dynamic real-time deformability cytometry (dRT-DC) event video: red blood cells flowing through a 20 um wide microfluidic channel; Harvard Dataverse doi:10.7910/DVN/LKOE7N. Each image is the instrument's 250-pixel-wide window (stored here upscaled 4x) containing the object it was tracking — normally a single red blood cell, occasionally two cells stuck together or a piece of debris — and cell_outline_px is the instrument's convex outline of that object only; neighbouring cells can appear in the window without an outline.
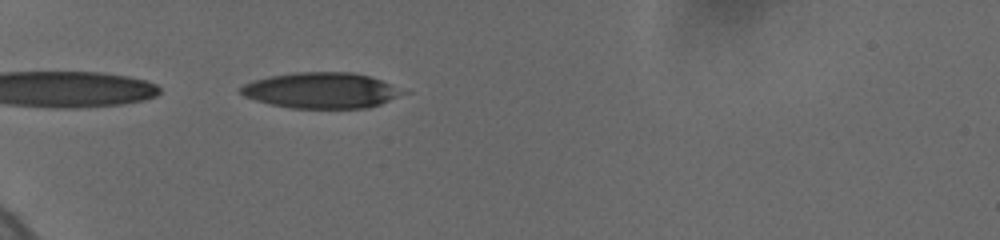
{"species": "human", "species_latin": "Homo sapiens", "temperature_condition": "cold", "stored_images_in_passage": 40, "camera_frame_rate_fps": 3000, "um_per_image_px": 0.085, "donor": {"sex": "female"}, "frame": {"image": 1, "passage_image": 1, "time_ms": 0.0, "image_size_px": [1000, 240], "cell_outline_px": [[412, 92], [380, 104], [368, 108], [292, 108], [272, 104], [256, 100], [244, 96], [240, 92], [240, 88], [244, 84], [268, 76], [296, 72], [352, 72], [368, 76], [380, 80]], "centroid_in_image_um": [27.37, 7.68], "position_along_channel_um": 57.6, "area_um2": 33.81}}
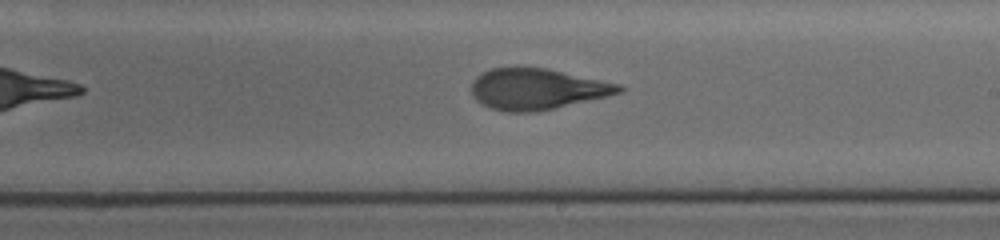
{"frame": {"image": 2, "passage_image": 21, "time_ms": 5.667, "image_size_px": [1000, 240], "cell_outline_px": [[624, 88], [620, 92], [604, 96], [536, 112], [508, 112], [492, 108], [476, 100], [472, 96], [472, 80], [476, 76], [492, 68], [516, 64], [548, 68], [620, 84]], "centroid_in_image_um": [45.58, 7.52], "position_along_channel_um": 243.4, "area_um2": 35.49}}
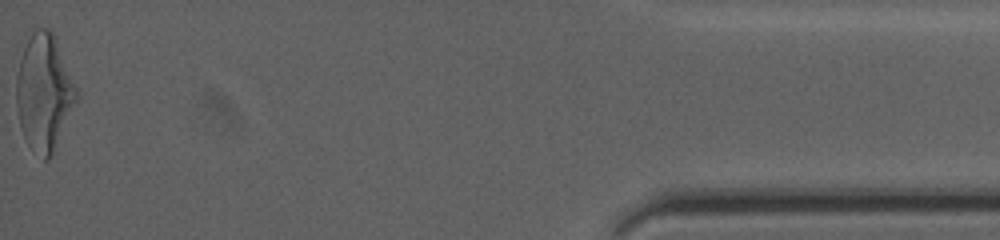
{"frame": {"image": 3, "passage_image": 40, "time_ms": 12.667, "image_size_px": [1000, 240], "cell_outline_px": [[80, 96], [48, 160], [44, 160], [24, 136], [20, 128], [16, 104], [16, 76], [20, 60], [32, 24], [48, 28], [56, 36]], "centroid_in_image_um": [3.75, 7.73], "position_along_channel_um": 431.5, "area_um2": 40.86}, "authors_computed_cell_mechanics": {"area_um2": 36.0094, "velocity_mm_per_s": 3.6924, "shape_relaxation_time_tau1_ms": 3.7206, "shape_relaxation_time_tau2_ms": 1.4271, "deformation_change_tau1": 0.1859, "deformation_change_tau2": 0.0986}}